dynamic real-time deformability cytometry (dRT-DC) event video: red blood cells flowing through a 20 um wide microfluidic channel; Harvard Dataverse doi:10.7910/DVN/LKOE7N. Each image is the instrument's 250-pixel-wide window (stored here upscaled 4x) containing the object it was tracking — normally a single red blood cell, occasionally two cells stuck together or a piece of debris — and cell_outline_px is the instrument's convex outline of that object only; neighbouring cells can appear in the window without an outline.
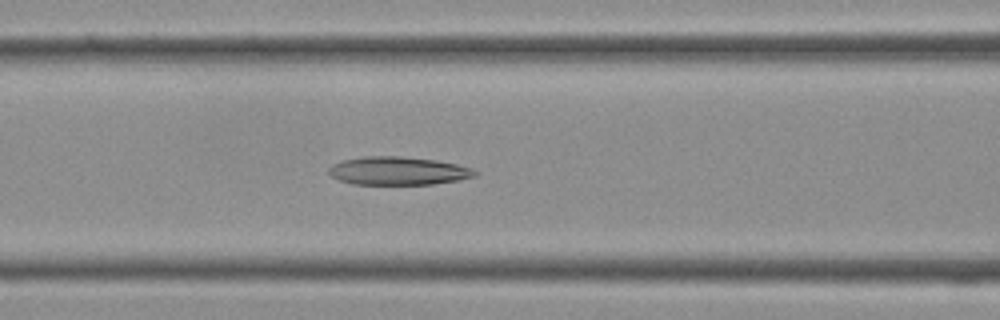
{"species": "Egyptian fruit bat (a non-hibernating species)", "species_latin": "Rousettus aegyptiacus", "temperature_condition": "cold", "stored_images_in_passage": 38, "camera_frame_rate_fps": 3000, "um_per_image_px": 0.085, "frame": {"image": 1, "passage_image": 15, "time_ms": 4.667, "image_size_px": [1000, 320], "cell_outline_px": [[476, 176], [460, 180], [432, 184], [352, 184], [340, 180], [332, 176], [328, 172], [328, 168], [332, 164], [340, 160], [364, 156], [400, 156], [436, 160], [456, 164], [472, 168], [476, 172]], "centroid_in_image_um": [33.81, 14.52], "position_along_channel_um": 132.8, "area_um2": 24.1}}
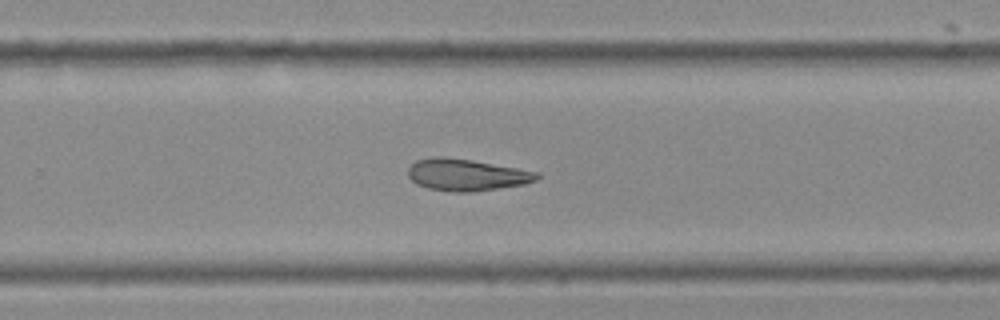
{"frame": {"image": 2, "passage_image": 24, "time_ms": 7.667, "image_size_px": [1000, 320], "cell_outline_px": [[540, 176], [536, 180], [524, 184], [472, 192], [452, 192], [428, 188], [416, 184], [408, 176], [408, 168], [416, 160], [432, 156], [444, 156], [472, 160], [540, 172]], "centroid_in_image_um": [39.63, 14.85], "position_along_channel_um": 290.2, "area_um2": 23.99}}
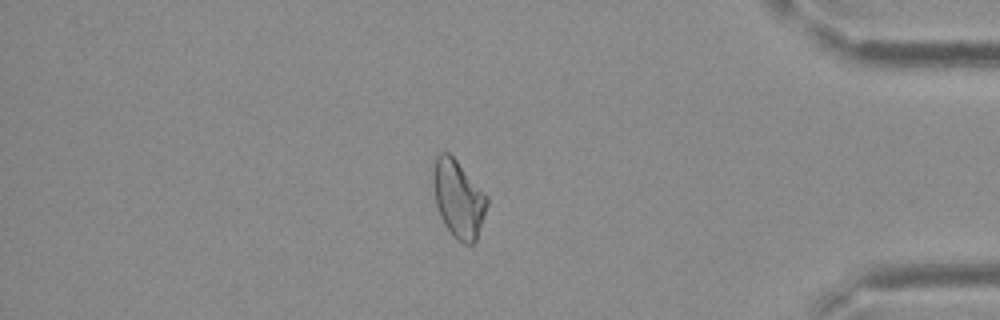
{"frame": {"image": 3, "passage_image": 32, "time_ms": 10.333, "image_size_px": [1000, 320], "cell_outline_px": [[488, 204], [476, 240], [472, 244], [464, 244], [456, 240], [452, 236], [444, 224], [440, 216], [436, 204], [432, 180], [432, 172], [436, 156], [440, 152], [448, 152], [456, 160], [488, 196]], "centroid_in_image_um": [38.95, 16.91], "position_along_channel_um": 396.3, "area_um2": 24.33}}